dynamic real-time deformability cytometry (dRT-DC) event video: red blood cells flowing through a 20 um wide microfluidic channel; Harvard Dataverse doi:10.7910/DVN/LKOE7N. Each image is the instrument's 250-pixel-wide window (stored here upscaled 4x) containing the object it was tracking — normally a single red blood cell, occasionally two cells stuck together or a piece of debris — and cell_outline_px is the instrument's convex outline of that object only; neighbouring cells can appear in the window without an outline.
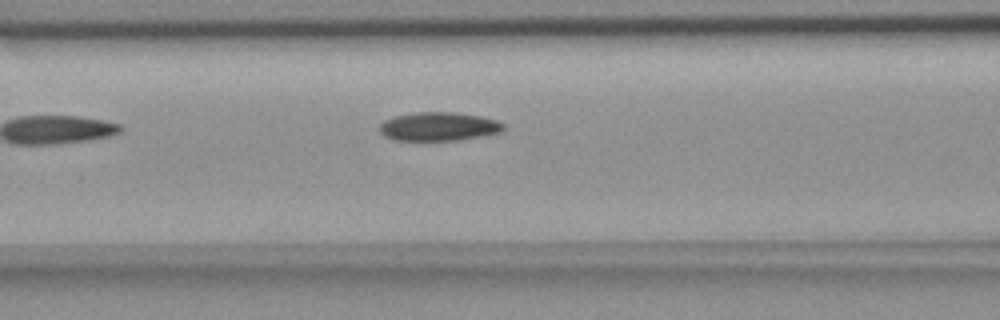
{"species": "common noctule bat (a hibernating species)", "species_latin": "Nyctalus noctula", "temperature_condition": "room temperature", "stored_images_in_passage": 4, "camera_frame_rate_fps": 3000, "um_per_image_px": 0.085, "animal": {"sex": "female", "body_mass_g": 18.4}, "frame": {"image": 1, "passage_image": 4, "time_ms": 3.333, "image_size_px": [1000, 320], "cell_outline_px": [[504, 128], [500, 132], [456, 140], [396, 140], [384, 136], [380, 132], [380, 124], [384, 120], [392, 116], [412, 112], [452, 112], [480, 116], [496, 120], [504, 124]], "centroid_in_image_um": [37.23, 10.74], "position_along_channel_um": 129.4, "area_um2": 20.58}}